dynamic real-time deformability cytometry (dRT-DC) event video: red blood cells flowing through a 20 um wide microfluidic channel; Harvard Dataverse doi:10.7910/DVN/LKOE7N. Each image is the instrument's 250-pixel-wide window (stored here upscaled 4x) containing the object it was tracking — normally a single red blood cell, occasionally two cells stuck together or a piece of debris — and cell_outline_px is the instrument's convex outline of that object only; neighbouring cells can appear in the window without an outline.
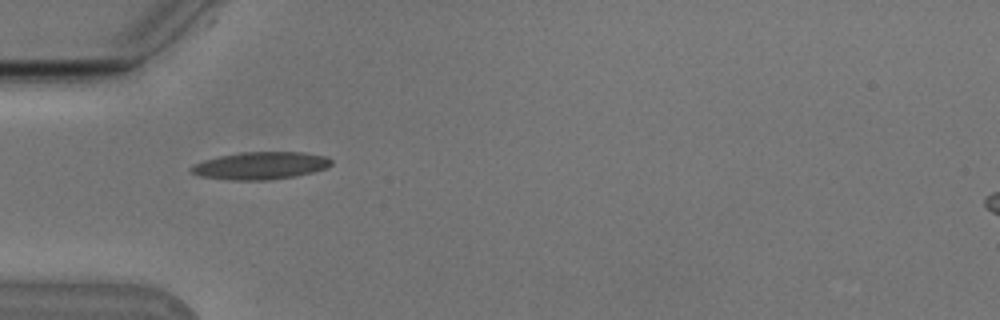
{"species": "Egyptian fruit bat (a non-hibernating species)", "species_latin": "Rousettus aegyptiacus", "temperature_condition": "cold", "stored_images_in_passage": 39, "camera_frame_rate_fps": 3000, "um_per_image_px": 0.085, "animal": {"sex": "male"}, "frame": {"image": 1, "passage_image": 2, "time_ms": 0.333, "image_size_px": [1000, 320], "cell_outline_px": [[332, 164], [328, 168], [296, 176], [264, 180], [232, 180], [200, 176], [192, 172], [188, 168], [204, 160], [220, 156], [240, 152], [304, 152], [328, 156], [332, 160]], "centroid_in_image_um": [22.19, 14.07], "position_along_channel_um": 62.8, "area_um2": 22.43}}
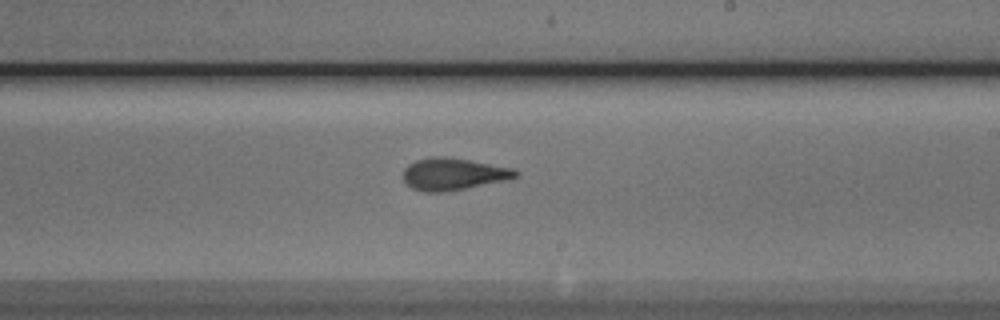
{"frame": {"image": 2, "passage_image": 17, "time_ms": 5.333, "image_size_px": [1000, 320], "cell_outline_px": [[520, 176], [504, 180], [444, 192], [424, 192], [412, 188], [404, 180], [404, 168], [408, 164], [416, 160], [428, 156], [448, 156], [516, 168], [520, 172]], "centroid_in_image_um": [38.55, 14.77], "position_along_channel_um": 250.5, "area_um2": 21.15}}
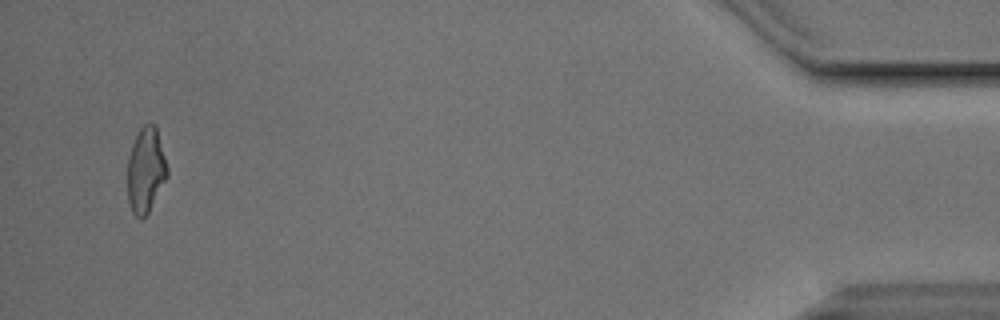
{"frame": {"image": 3, "passage_image": 37, "time_ms": 12.0, "image_size_px": [1000, 320], "cell_outline_px": [[168, 176], [148, 212], [140, 220], [132, 212], [128, 200], [128, 160], [132, 144], [140, 128], [144, 124], [156, 124], [168, 168]], "centroid_in_image_um": [12.4, 14.45], "position_along_channel_um": 422.8, "area_um2": 19.65}, "authors_computed_cell_mechanics": {"area_um2": 20.5768, "velocity_mm_per_s": 3.7939, "shape_relaxation_time_tau1_ms": 4.0942, "shape_relaxation_time_tau2_ms": 1.2535, "deformation_change_tau1": 0.1467, "deformation_change_tau2": 0.0823}}